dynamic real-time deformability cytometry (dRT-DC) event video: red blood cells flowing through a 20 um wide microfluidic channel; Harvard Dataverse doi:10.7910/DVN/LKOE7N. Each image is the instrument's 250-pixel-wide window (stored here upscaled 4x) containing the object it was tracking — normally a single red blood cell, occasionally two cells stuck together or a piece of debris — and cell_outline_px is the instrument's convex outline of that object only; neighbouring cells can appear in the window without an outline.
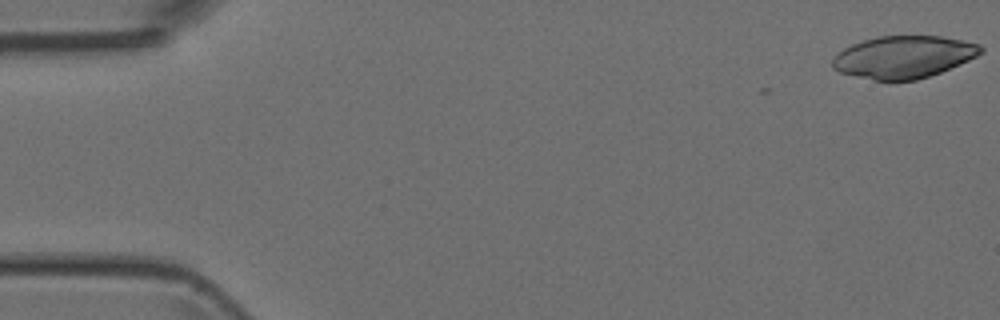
{"species": "Egyptian fruit bat (a non-hibernating species)", "species_latin": "Rousettus aegyptiacus", "temperature_condition": "room temperature", "stored_images_in_passage": 3, "camera_frame_rate_fps": 3000, "um_per_image_px": 0.085, "animal": {"sex": "female"}, "frame": {"image": 1, "passage_image": 1, "time_ms": 0.0, "image_size_px": [1000, 320], "cell_outline_px": [[984, 52], [960, 64], [940, 72], [916, 80], [876, 80], [856, 76], [840, 72], [832, 68], [832, 60], [844, 48], [852, 44], [876, 36], [944, 36], [980, 44], [984, 48]], "centroid_in_image_um": [76.83, 4.83], "position_along_channel_um": 8.2, "area_um2": 36.36}}